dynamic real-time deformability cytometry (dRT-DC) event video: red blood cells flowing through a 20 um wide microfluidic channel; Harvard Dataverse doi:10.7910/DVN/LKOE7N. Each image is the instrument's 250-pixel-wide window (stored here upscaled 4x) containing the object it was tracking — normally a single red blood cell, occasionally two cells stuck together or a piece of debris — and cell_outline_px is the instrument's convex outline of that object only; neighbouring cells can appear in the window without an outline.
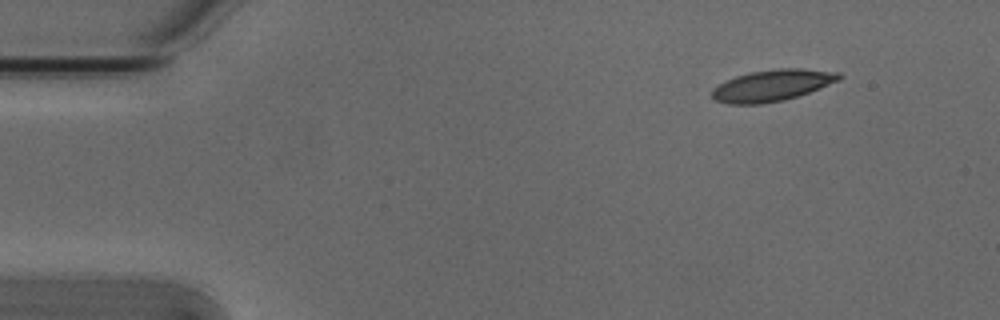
{"species": "Egyptian fruit bat (a non-hibernating species)", "species_latin": "Rousettus aegyptiacus", "temperature_condition": "cold", "stored_images_in_passage": 4, "camera_frame_rate_fps": 3000, "um_per_image_px": 0.085, "animal": {"sex": "male"}, "frame": {"image": 1, "passage_image": 1, "time_ms": 0.0, "image_size_px": [1000, 320], "cell_outline_px": [[844, 76], [840, 80], [820, 88], [784, 100], [760, 104], [728, 104], [716, 100], [712, 96], [712, 88], [736, 76], [748, 72], [780, 68], [800, 68], [840, 72]], "centroid_in_image_um": [65.67, 7.25], "position_along_channel_um": 19.3, "area_um2": 23.24}}
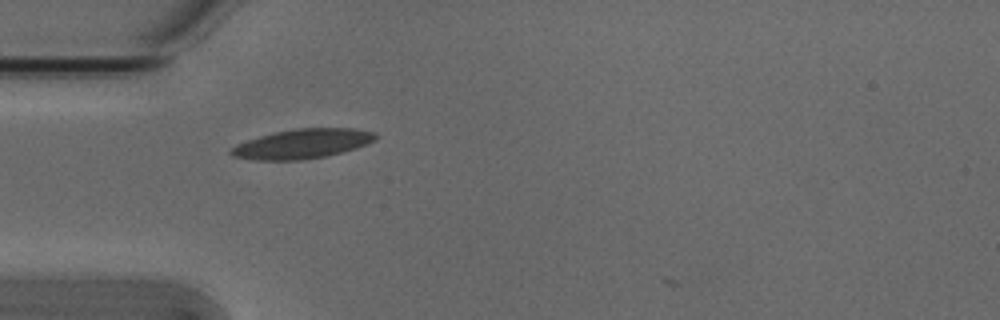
{"frame": {"image": 2, "passage_image": 4, "time_ms": 1.0, "image_size_px": [1000, 320], "cell_outline_px": [[380, 136], [376, 140], [368, 144], [344, 152], [324, 156], [300, 160], [252, 160], [232, 156], [228, 152], [236, 144], [260, 136], [276, 132], [296, 128], [356, 128], [376, 132]], "centroid_in_image_um": [25.75, 12.22], "position_along_channel_um": 59.2, "area_um2": 25.03}}